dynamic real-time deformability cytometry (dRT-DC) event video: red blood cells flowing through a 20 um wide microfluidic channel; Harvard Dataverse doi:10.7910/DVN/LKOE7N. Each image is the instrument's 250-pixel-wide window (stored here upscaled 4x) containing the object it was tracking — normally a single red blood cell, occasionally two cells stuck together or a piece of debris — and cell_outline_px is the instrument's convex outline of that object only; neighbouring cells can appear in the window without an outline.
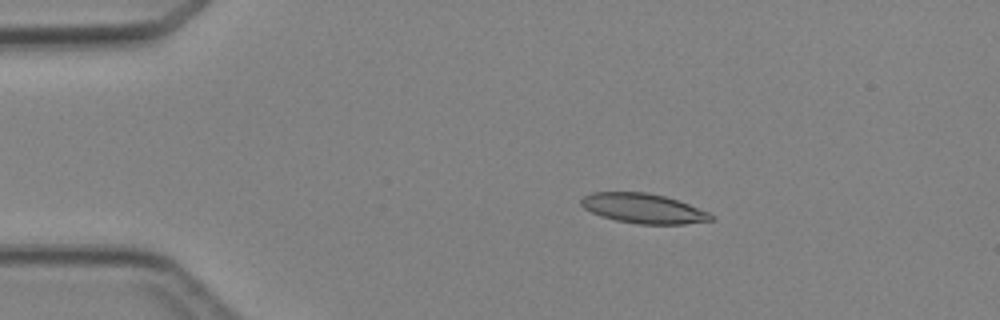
{"species": "Egyptian fruit bat (a non-hibernating species)", "species_latin": "Rousettus aegyptiacus", "temperature_condition": "cold", "stored_images_in_passage": 4, "camera_frame_rate_fps": 3000, "um_per_image_px": 0.085, "animal": {"sex": "female"}, "frame": {"image": 1, "passage_image": 2, "time_ms": 1.333, "image_size_px": [1000, 320], "cell_outline_px": [[712, 220], [684, 224], [636, 224], [616, 220], [600, 216], [584, 208], [580, 204], [580, 200], [584, 196], [592, 192], [644, 192], [664, 196], [688, 204], [708, 212], [712, 216]], "centroid_in_image_um": [54.63, 17.72], "position_along_channel_um": 30.4, "area_um2": 22.31}}
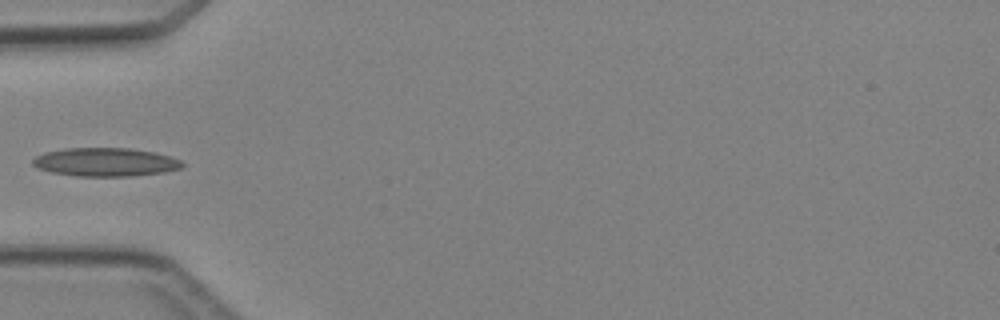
{"frame": {"image": 2, "passage_image": 4, "time_ms": 3.667, "image_size_px": [1000, 320], "cell_outline_px": [[184, 164], [180, 168], [164, 172], [132, 176], [76, 176], [52, 172], [36, 168], [32, 164], [32, 160], [36, 156], [44, 152], [64, 148], [128, 148], [152, 152], [168, 156], [180, 160]], "centroid_in_image_um": [8.91, 13.78], "position_along_channel_um": 76.1, "area_um2": 24.74}}